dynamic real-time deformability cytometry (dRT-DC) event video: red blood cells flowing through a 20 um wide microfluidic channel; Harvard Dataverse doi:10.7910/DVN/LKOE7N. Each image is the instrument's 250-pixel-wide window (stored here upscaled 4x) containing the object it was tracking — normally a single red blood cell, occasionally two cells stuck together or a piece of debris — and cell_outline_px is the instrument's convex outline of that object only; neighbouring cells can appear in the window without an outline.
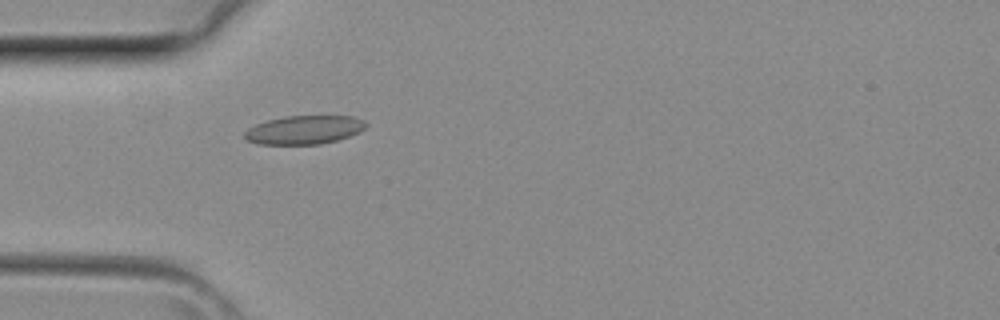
{"species": "common noctule bat (a hibernating species)", "species_latin": "Nyctalus noctula", "temperature_condition": "room temperature", "stored_images_in_passage": 29, "camera_frame_rate_fps": 3000, "um_per_image_px": 0.085, "animal": {"sex": "female", "body_mass_g": 29.2, "forearm_length_mm": 56.3}, "frame": {"image": 1, "passage_image": 1, "time_ms": 0.0, "image_size_px": [1000, 320], "cell_outline_px": [[368, 124], [360, 132], [336, 140], [320, 144], [256, 144], [248, 140], [244, 136], [244, 132], [248, 128], [256, 124], [268, 120], [284, 116], [352, 116], [364, 120]], "centroid_in_image_um": [25.85, 11.03], "position_along_channel_um": 59.1, "area_um2": 20.17}}
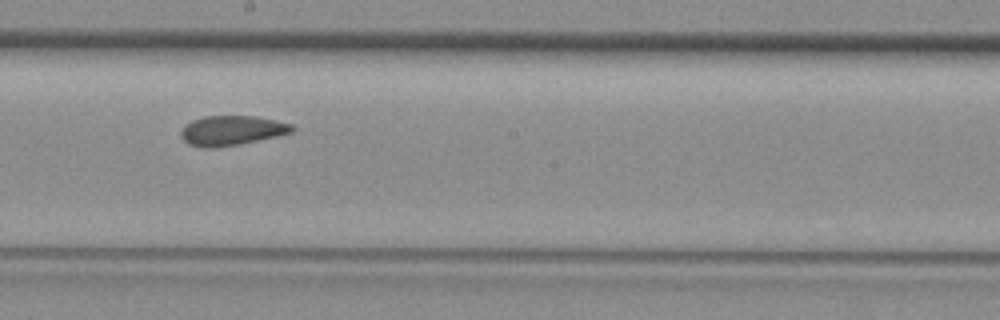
{"frame": {"image": 2, "passage_image": 11, "time_ms": 3.333, "image_size_px": [1000, 320], "cell_outline_px": [[296, 128], [292, 132], [276, 136], [240, 144], [216, 148], [204, 148], [188, 144], [180, 136], [180, 132], [184, 124], [192, 120], [204, 116], [256, 116], [276, 120], [292, 124]], "centroid_in_image_um": [19.67, 11.09], "position_along_channel_um": 228.5, "area_um2": 19.42}}
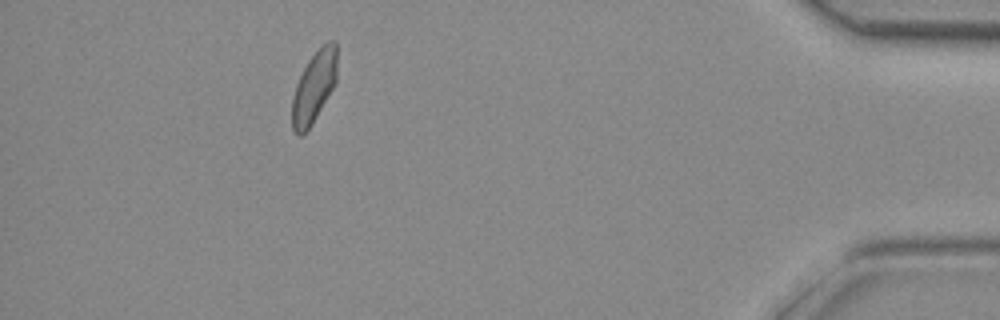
{"frame": {"image": 3, "passage_image": 25, "time_ms": 8.0, "image_size_px": [1000, 320], "cell_outline_px": [[336, 84], [312, 124], [300, 136], [296, 136], [292, 128], [292, 96], [296, 84], [308, 60], [328, 40], [336, 40]], "centroid_in_image_um": [26.69, 7.41], "position_along_channel_um": 408.5, "area_um2": 18.67}}